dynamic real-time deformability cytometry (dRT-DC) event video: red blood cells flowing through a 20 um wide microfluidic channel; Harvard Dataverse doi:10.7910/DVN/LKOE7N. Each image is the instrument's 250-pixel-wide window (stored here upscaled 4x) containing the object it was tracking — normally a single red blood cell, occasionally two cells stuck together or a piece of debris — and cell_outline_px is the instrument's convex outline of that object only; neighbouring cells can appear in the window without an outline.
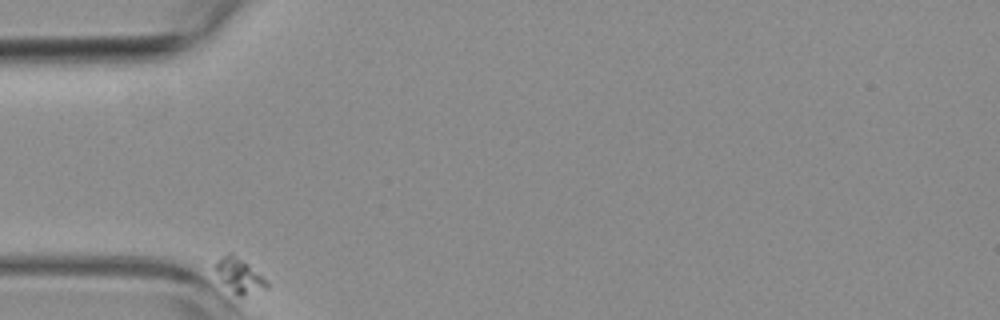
{"species": "common noctule bat (a hibernating species)", "species_latin": "Nyctalus noctula", "temperature_condition": "room temperature", "stored_images_in_passage": 6, "camera_frame_rate_fps": 3000, "um_per_image_px": 0.085, "animal": {"sex": "female", "body_mass_g": 19.3, "forearm_length_mm": 54.1}, "frame": {"image": 1, "passage_image": 1, "time_ms": 0.0, "image_size_px": [1000, 320], "cell_outline_px": [[268, 288], [240, 296], [236, 296], [220, 280], [216, 272], [216, 260], [220, 256], [228, 252], [232, 252], [248, 264], [268, 284]], "centroid_in_image_um": [20.28, 23.4], "position_along_channel_um": 64.7, "area_um2": 10.06}}